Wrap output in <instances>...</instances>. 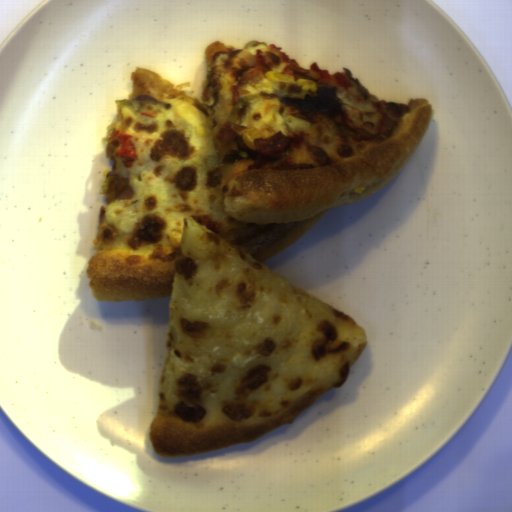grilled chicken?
<instances>
[{"label": "grilled chicken", "instance_id": "1", "mask_svg": "<svg viewBox=\"0 0 512 512\" xmlns=\"http://www.w3.org/2000/svg\"><path fill=\"white\" fill-rule=\"evenodd\" d=\"M374 107H377L378 113L381 116V123L379 125L380 133L373 135L364 130H355L357 136L352 135V140L365 141V140H381L391 136L394 129L400 125L402 118L410 112L409 107L404 104L386 102V100H379L375 102Z\"/></svg>", "mask_w": 512, "mask_h": 512}, {"label": "grilled chicken", "instance_id": "2", "mask_svg": "<svg viewBox=\"0 0 512 512\" xmlns=\"http://www.w3.org/2000/svg\"><path fill=\"white\" fill-rule=\"evenodd\" d=\"M107 177H112L109 182L106 197L104 200L108 202L116 200H130L134 198V190L129 185V178H119L117 172H109Z\"/></svg>", "mask_w": 512, "mask_h": 512}, {"label": "grilled chicken", "instance_id": "3", "mask_svg": "<svg viewBox=\"0 0 512 512\" xmlns=\"http://www.w3.org/2000/svg\"><path fill=\"white\" fill-rule=\"evenodd\" d=\"M236 137H238V135L235 128L230 124H226L219 130L213 140L221 147H225L232 143Z\"/></svg>", "mask_w": 512, "mask_h": 512}]
</instances>
